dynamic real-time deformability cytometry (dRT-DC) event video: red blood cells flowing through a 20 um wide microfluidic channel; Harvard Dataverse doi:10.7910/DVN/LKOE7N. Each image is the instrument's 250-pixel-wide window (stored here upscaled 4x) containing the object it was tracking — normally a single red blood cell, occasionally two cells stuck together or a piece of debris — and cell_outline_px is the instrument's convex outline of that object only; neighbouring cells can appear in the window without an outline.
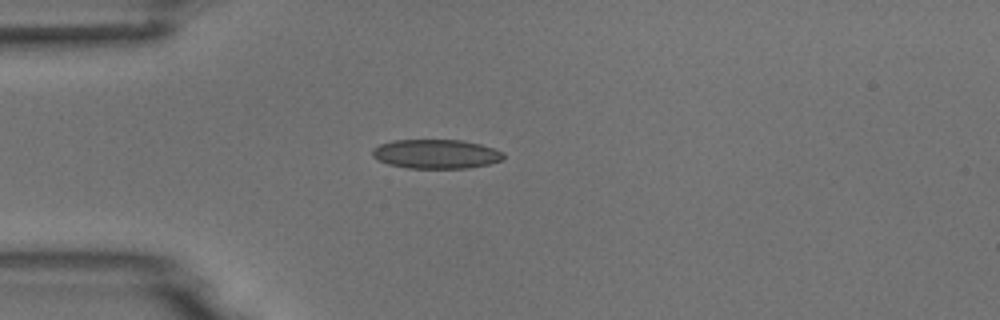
{"species": "common noctule bat (a hibernating species)", "species_latin": "Nyctalus noctula", "temperature_condition": "room temperature", "stored_images_in_passage": 2, "camera_frame_rate_fps": 3000, "um_per_image_px": 0.085, "animal": {"sex": "male", "body_mass_g": 18.8}, "frame": {"image": 1, "passage_image": 1, "time_ms": 0.0, "image_size_px": [1000, 320], "cell_outline_px": [[504, 160], [488, 164], [468, 168], [408, 168], [388, 164], [372, 156], [372, 148], [380, 144], [392, 140], [464, 140], [480, 144], [504, 152]], "centroid_in_image_um": [37.07, 13.08], "position_along_channel_um": 47.9, "area_um2": 22.37}}